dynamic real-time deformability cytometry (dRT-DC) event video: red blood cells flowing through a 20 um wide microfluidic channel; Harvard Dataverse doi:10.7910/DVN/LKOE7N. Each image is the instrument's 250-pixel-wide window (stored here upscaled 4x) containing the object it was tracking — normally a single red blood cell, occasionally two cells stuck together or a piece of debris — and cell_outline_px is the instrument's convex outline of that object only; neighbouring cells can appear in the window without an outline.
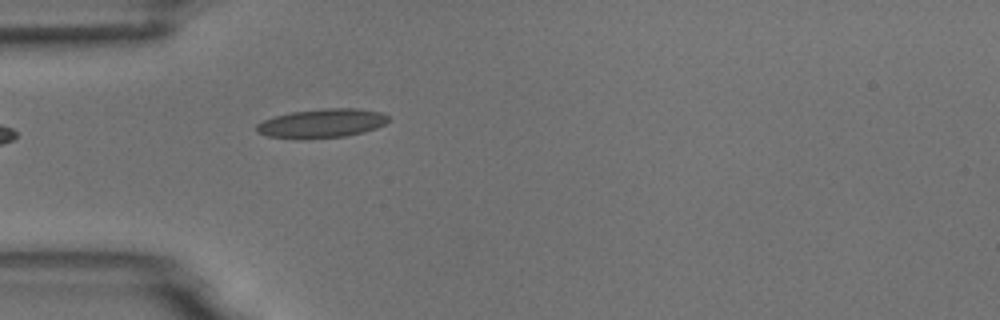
{"species": "common noctule bat (a hibernating species)", "species_latin": "Nyctalus noctula", "temperature_condition": "room temperature", "stored_images_in_passage": 5, "camera_frame_rate_fps": 3000, "um_per_image_px": 0.085, "animal": {"sex": "male", "body_mass_g": 18.8}, "frame": {"image": 1, "passage_image": 5, "time_ms": 4.667, "image_size_px": [1000, 320], "cell_outline_px": [[392, 120], [376, 128], [364, 132], [344, 136], [268, 136], [256, 132], [256, 124], [264, 120], [276, 116], [292, 112], [324, 108], [356, 108], [380, 112], [388, 116]], "centroid_in_image_um": [27.43, 10.43], "position_along_channel_um": 57.6, "area_um2": 21.33}}